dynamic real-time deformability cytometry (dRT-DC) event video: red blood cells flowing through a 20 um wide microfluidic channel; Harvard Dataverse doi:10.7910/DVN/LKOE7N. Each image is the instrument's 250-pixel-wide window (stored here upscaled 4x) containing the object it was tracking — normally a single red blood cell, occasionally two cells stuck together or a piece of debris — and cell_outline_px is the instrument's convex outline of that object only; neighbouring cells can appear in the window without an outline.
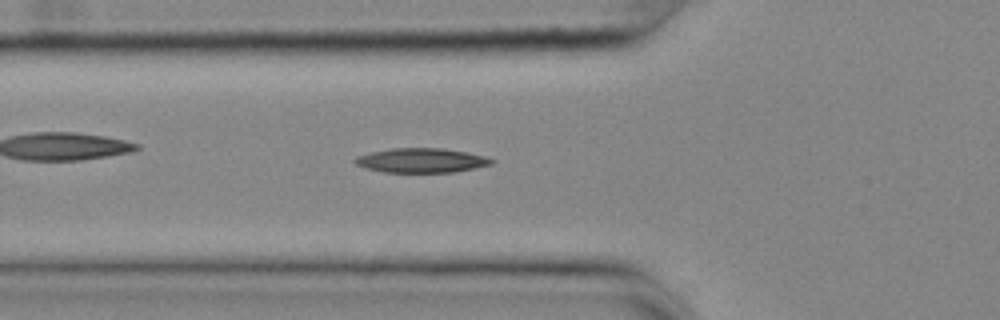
{"species": "common noctule bat (a hibernating species)", "species_latin": "Nyctalus noctula", "temperature_condition": "cold", "stored_images_in_passage": 56, "camera_frame_rate_fps": 3000, "um_per_image_px": 0.085, "animal": {"sex": "female", "body_mass_g": 25.1}, "frame": {"image": 1, "passage_image": 19, "time_ms": 6.0, "image_size_px": [1000, 320], "cell_outline_px": [[496, 160], [492, 164], [452, 172], [384, 172], [364, 168], [356, 164], [352, 160], [356, 156], [372, 152], [392, 148], [440, 148], [468, 152], [484, 156]], "centroid_in_image_um": [35.78, 13.63], "position_along_channel_um": 90.0, "area_um2": 19.36}}
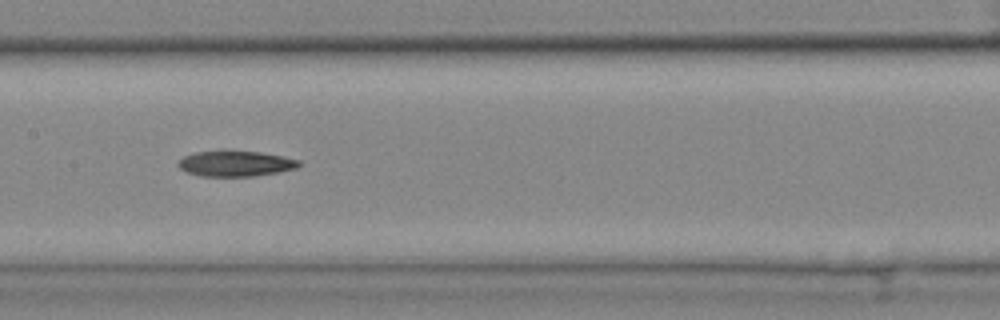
{"frame": {"image": 2, "passage_image": 27, "time_ms": 8.667, "image_size_px": [1000, 320], "cell_outline_px": [[304, 164], [296, 168], [276, 172], [252, 176], [200, 176], [188, 172], [180, 168], [176, 164], [184, 156], [196, 152], [260, 152], [300, 160]], "centroid_in_image_um": [20.04, 13.92], "position_along_channel_um": 187.4, "area_um2": 17.51}}
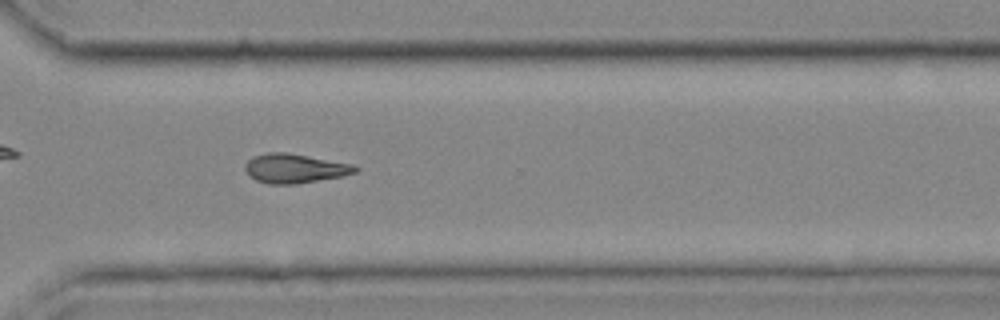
{"frame": {"image": 3, "passage_image": 40, "time_ms": 13.0, "image_size_px": [1000, 320], "cell_outline_px": [[360, 168], [356, 172], [344, 176], [296, 184], [268, 184], [256, 180], [244, 168], [244, 164], [252, 156], [268, 152], [284, 152], [352, 164]], "centroid_in_image_um": [25.05, 14.32], "position_along_channel_um": 345.5, "area_um2": 18.67}}